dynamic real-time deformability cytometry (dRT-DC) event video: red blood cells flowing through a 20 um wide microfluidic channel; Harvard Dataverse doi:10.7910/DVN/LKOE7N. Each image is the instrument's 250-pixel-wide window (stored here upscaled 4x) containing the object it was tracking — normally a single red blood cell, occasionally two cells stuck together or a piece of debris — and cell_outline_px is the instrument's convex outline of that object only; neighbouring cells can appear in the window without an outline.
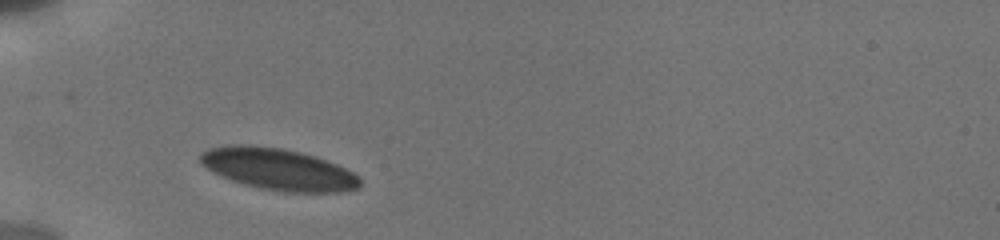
{"species": "human", "species_latin": "Homo sapiens", "temperature_condition": "cold", "stored_images_in_passage": 10, "camera_frame_rate_fps": 3000, "um_per_image_px": 0.085, "donor": {"sex": "male"}, "frame": {"image": 1, "passage_image": 1, "time_ms": 0.0, "image_size_px": [1000, 240], "cell_outline_px": [[360, 188], [344, 192], [284, 192], [260, 188], [244, 184], [220, 176], [212, 172], [200, 164], [200, 152], [208, 148], [228, 144], [252, 144], [284, 148], [316, 156], [336, 164], [360, 176]], "centroid_in_image_um": [23.62, 14.37], "position_along_channel_um": 61.4, "area_um2": 39.25}}
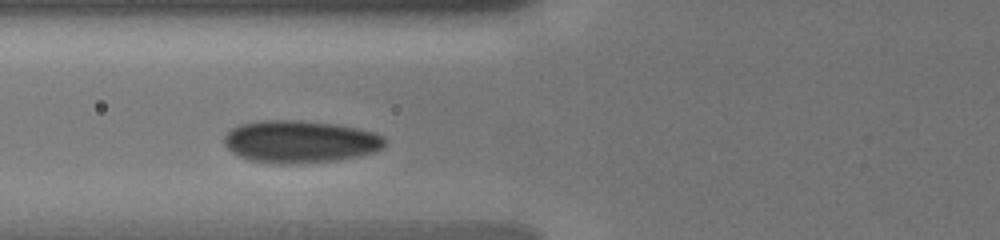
{"frame": {"image": 2, "passage_image": 9, "time_ms": 1.333, "image_size_px": [1000, 240], "cell_outline_px": [[384, 144], [380, 148], [372, 152], [356, 156], [336, 160], [292, 164], [276, 164], [248, 160], [236, 156], [224, 144], [224, 136], [232, 128], [240, 124], [260, 120], [300, 120], [336, 124], [360, 128], [376, 132], [384, 136]], "centroid_in_image_um": [25.47, 12.03], "position_along_channel_um": 100.3, "area_um2": 39.88}}